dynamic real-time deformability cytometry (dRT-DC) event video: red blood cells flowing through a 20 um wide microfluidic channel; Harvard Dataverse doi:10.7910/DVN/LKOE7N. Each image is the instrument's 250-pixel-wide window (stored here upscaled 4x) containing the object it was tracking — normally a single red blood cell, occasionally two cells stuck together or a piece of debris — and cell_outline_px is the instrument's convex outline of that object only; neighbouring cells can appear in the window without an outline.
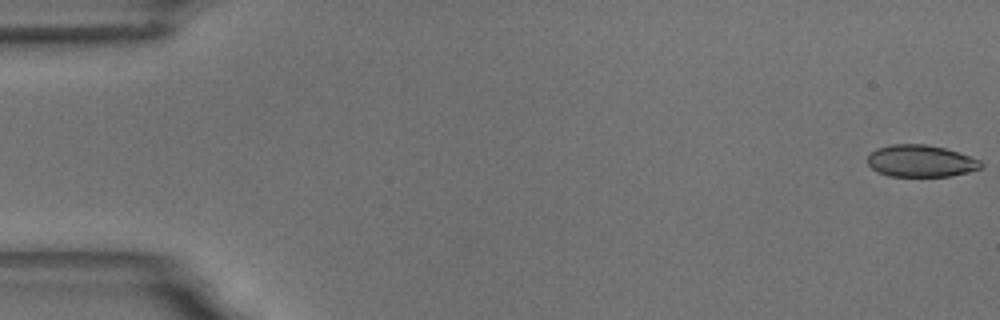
{"species": "common noctule bat (a hibernating species)", "species_latin": "Nyctalus noctula", "temperature_condition": "room temperature", "stored_images_in_passage": 58, "camera_frame_rate_fps": 3000, "um_per_image_px": 0.085, "animal": {"sex": "male", "body_mass_g": 18.8}, "frame": {"image": 1, "passage_image": 1, "time_ms": 0.0, "image_size_px": [1000, 320], "cell_outline_px": [[984, 164], [980, 168], [968, 172], [948, 176], [888, 176], [872, 168], [868, 164], [868, 156], [876, 148], [892, 144], [924, 144], [944, 148], [980, 160]], "centroid_in_image_um": [78.25, 13.68], "position_along_channel_um": 6.7, "area_um2": 20.87}}
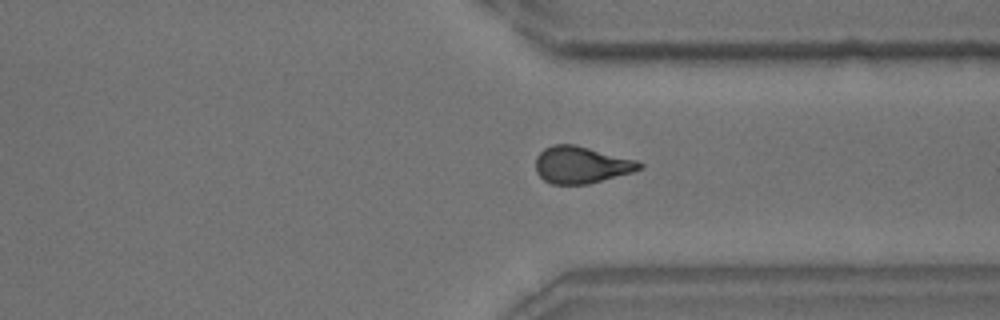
{"frame": {"image": 2, "passage_image": 44, "time_ms": 14.333, "image_size_px": [1000, 320], "cell_outline_px": [[644, 164], [640, 168], [632, 172], [588, 184], [552, 184], [544, 180], [536, 172], [536, 156], [544, 148], [552, 144], [576, 144], [636, 160]], "centroid_in_image_um": [49.38, 14.0], "position_along_channel_um": 362.0, "area_um2": 22.31}}
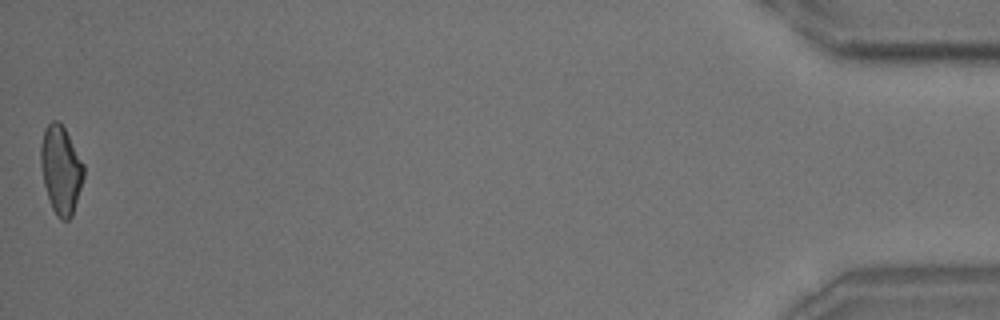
{"frame": {"image": 3, "passage_image": 58, "time_ms": 19.0, "image_size_px": [1000, 320], "cell_outline_px": [[84, 176], [72, 216], [68, 220], [60, 220], [56, 216], [52, 208], [44, 184], [40, 164], [40, 148], [44, 128], [52, 120], [56, 120], [64, 128], [84, 164]], "centroid_in_image_um": [5.16, 14.44], "position_along_channel_um": 430.0, "area_um2": 21.91}, "authors_computed_cell_mechanics": {"area_um2": 22.3397, "velocity_mm_per_s": 3.5028, "shape_relaxation_time_tau1_ms": 5.8367, "shape_relaxation_time_tau2_ms": 2.2279, "deformation_change_tau1": 0.158, "deformation_change_tau2": 0.0811}}